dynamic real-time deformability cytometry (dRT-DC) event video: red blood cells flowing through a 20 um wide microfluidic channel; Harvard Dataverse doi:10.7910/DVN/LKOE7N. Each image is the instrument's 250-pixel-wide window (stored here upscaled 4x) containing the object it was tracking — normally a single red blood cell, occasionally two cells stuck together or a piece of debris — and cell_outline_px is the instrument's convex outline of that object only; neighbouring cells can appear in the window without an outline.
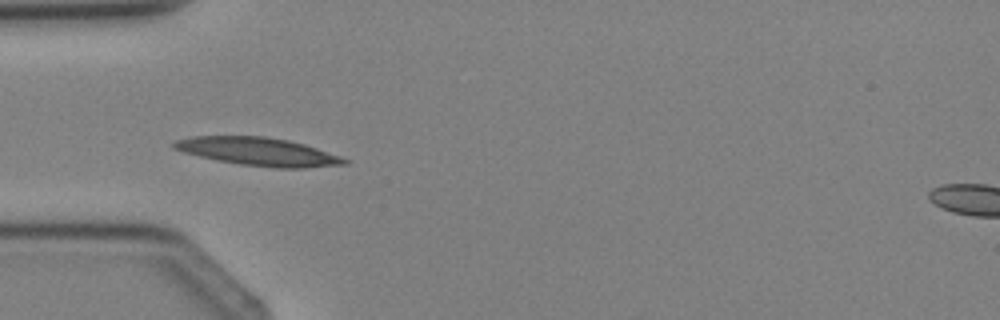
{"species": "Egyptian fruit bat (a non-hibernating species)", "species_latin": "Rousettus aegyptiacus", "temperature_condition": "cold", "stored_images_in_passage": 4, "camera_frame_rate_fps": 3000, "um_per_image_px": 0.085, "animal": {"sex": "female"}, "frame": {"image": 1, "passage_image": 3, "time_ms": 2.333, "image_size_px": [1000, 320], "cell_outline_px": [[352, 160], [348, 164], [304, 168], [276, 168], [240, 164], [216, 160], [184, 152], [172, 148], [172, 144], [176, 140], [192, 136], [264, 136], [288, 140], [304, 144]], "centroid_in_image_um": [21.98, 12.89], "position_along_channel_um": 63.0, "area_um2": 27.92}}
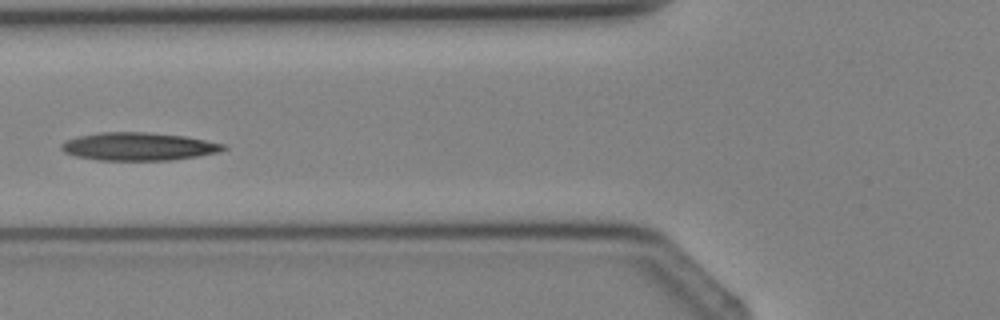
{"frame": {"image": 2, "passage_image": 4, "time_ms": 3.333, "image_size_px": [1000, 320], "cell_outline_px": [[228, 148], [220, 152], [172, 160], [96, 160], [76, 156], [64, 152], [60, 148], [60, 144], [68, 140], [80, 136], [96, 132], [148, 132], [184, 136], [228, 144]], "centroid_in_image_um": [11.81, 12.45], "position_along_channel_um": 114.0, "area_um2": 26.53}}